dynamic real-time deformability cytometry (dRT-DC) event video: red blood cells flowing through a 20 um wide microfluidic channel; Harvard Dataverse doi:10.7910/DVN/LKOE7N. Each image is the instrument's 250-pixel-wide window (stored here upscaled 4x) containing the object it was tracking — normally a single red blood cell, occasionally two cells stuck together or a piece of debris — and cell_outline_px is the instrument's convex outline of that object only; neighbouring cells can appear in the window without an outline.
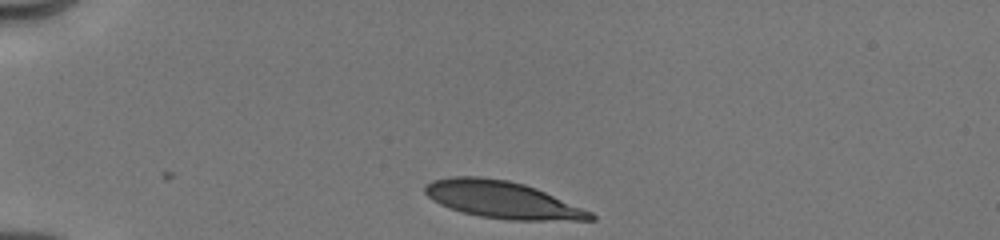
{"species": "human", "species_latin": "Homo sapiens", "temperature_condition": "cold", "stored_images_in_passage": 11, "camera_frame_rate_fps": 3000, "um_per_image_px": 0.085, "donor": {"sex": "male"}, "frame": {"image": 1, "passage_image": 1, "time_ms": 0.0, "image_size_px": [1000, 240], "cell_outline_px": [[596, 220], [508, 220], [480, 216], [448, 208], [432, 200], [424, 192], [424, 184], [432, 180], [452, 176], [480, 176], [508, 180], [524, 184], [536, 188], [592, 212], [596, 216]], "centroid_in_image_um": [42.67, 16.97], "position_along_channel_um": 42.3, "area_um2": 35.78}}
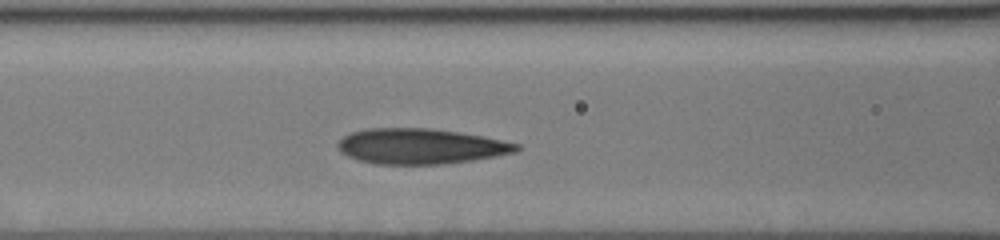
{"frame": {"image": 2, "passage_image": 7, "time_ms": 3.333, "image_size_px": [1000, 240], "cell_outline_px": [[520, 148], [516, 152], [496, 156], [472, 160], [444, 164], [376, 164], [360, 160], [348, 156], [340, 152], [336, 148], [336, 144], [344, 136], [352, 132], [368, 128], [428, 128], [456, 132], [480, 136], [520, 144]], "centroid_in_image_um": [35.71, 12.44], "position_along_channel_um": 130.9, "area_um2": 36.65}}
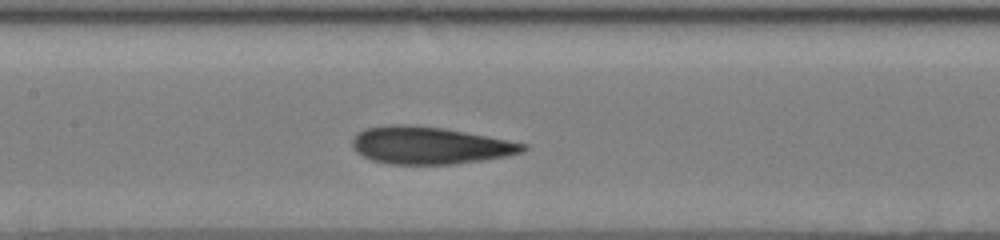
{"frame": {"image": 3, "passage_image": 9, "time_ms": 4.333, "image_size_px": [1000, 240], "cell_outline_px": [[528, 148], [524, 152], [504, 156], [480, 160], [452, 164], [388, 164], [372, 160], [360, 156], [352, 148], [352, 140], [356, 132], [368, 128], [388, 124], [416, 124], [444, 128], [508, 140], [528, 144]], "centroid_in_image_um": [36.47, 12.35], "position_along_channel_um": 170.9, "area_um2": 37.34}}